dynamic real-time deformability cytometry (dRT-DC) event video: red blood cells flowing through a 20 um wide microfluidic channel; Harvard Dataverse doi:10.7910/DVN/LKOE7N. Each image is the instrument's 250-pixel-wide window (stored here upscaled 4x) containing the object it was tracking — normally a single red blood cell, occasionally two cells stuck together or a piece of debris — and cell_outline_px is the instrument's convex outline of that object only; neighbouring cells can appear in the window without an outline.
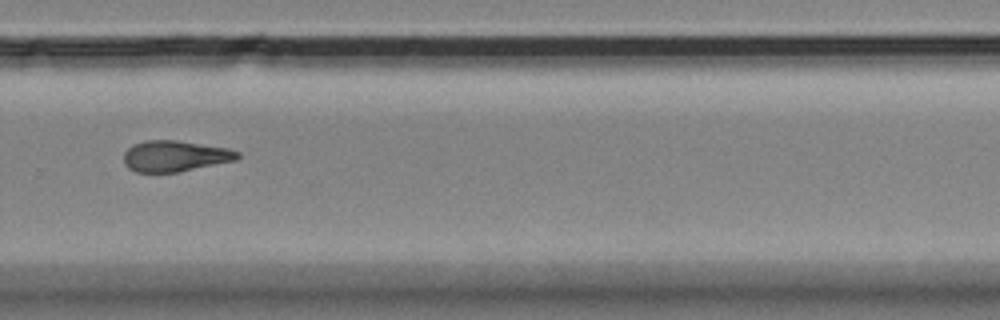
{"species": "Egyptian fruit bat (a non-hibernating species)", "species_latin": "Rousettus aegyptiacus", "temperature_condition": "room temperature", "stored_images_in_passage": 15, "camera_frame_rate_fps": 3000, "um_per_image_px": 0.085, "animal": {"sex": "female"}, "frame": {"image": 1, "passage_image": 11, "time_ms": 12.333, "image_size_px": [1000, 320], "cell_outline_px": [[240, 156], [236, 160], [180, 172], [136, 172], [128, 168], [124, 164], [124, 152], [132, 144], [144, 140], [176, 140], [228, 148], [240, 152]], "centroid_in_image_um": [14.86, 13.26], "position_along_channel_um": 314.9, "area_um2": 20.69}}
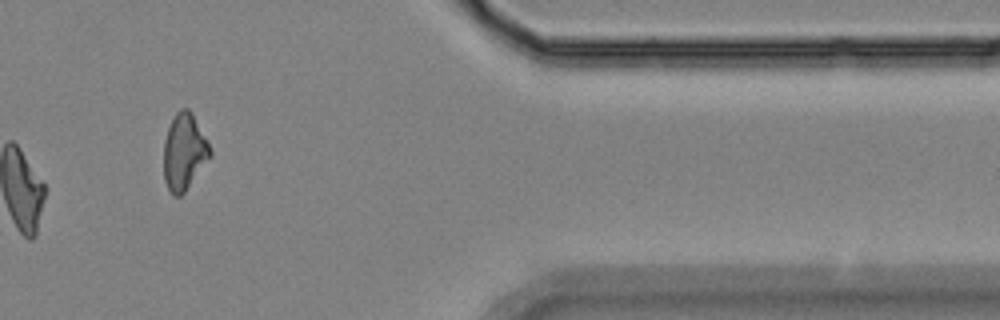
{"frame": {"image": 2, "passage_image": 13, "time_ms": 15.333, "image_size_px": [1000, 320], "cell_outline_px": [[212, 156], [184, 192], [180, 196], [172, 196], [164, 180], [164, 140], [168, 128], [176, 112], [180, 108], [188, 108], [192, 112], [212, 152]], "centroid_in_image_um": [15.65, 12.92], "position_along_channel_um": 395.8, "area_um2": 20.52}, "authors_computed_cell_mechanics": {"area_um2": 21.386, "velocity_mm_per_s": 3.5812, "shape_relaxation_time_tau1_ms": 4.3567, "shape_relaxation_time_tau2_ms": 2.5381, "deformation_change_tau1": 0.1279, "deformation_change_tau2": 0.0621}}